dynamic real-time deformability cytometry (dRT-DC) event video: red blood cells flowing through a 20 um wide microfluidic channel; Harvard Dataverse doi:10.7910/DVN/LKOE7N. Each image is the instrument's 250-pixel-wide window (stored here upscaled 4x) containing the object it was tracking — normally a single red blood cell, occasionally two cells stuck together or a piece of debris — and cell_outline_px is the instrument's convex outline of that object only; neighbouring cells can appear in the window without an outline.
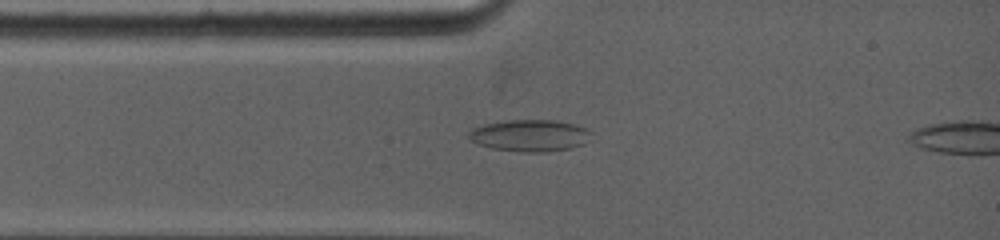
{"species": "common noctule bat (a hibernating species)", "species_latin": "Nyctalus noctula", "temperature_condition": "warm", "stored_images_in_passage": 8, "camera_frame_rate_fps": 5000, "um_per_image_px": 0.085, "animal": {"sex": "female", "body_mass_g": 19.0, "forearm_length_mm": 53.3}, "frame": {"image": 1, "passage_image": 6, "time_ms": 1.6, "image_size_px": [1000, 240], "cell_outline_px": [[592, 132], [584, 144], [572, 148], [548, 152], [520, 152], [492, 148], [476, 144], [468, 140], [468, 132], [472, 128], [484, 124], [504, 120], [556, 120], [588, 128]], "centroid_in_image_um": [45.01, 11.52], "position_along_channel_um": 40.0, "area_um2": 23.0}}